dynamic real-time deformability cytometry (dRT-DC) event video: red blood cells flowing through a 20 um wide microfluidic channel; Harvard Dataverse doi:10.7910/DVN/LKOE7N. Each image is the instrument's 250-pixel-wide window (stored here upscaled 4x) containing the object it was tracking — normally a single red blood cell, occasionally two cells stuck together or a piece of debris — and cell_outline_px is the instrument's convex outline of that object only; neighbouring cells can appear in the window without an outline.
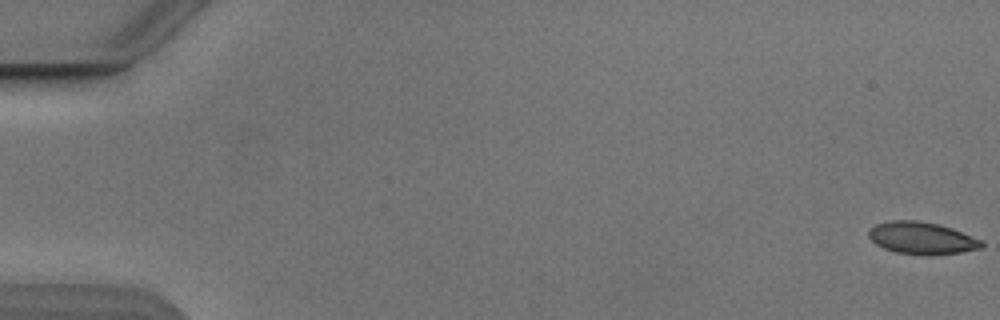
{"species": "Egyptian fruit bat (a non-hibernating species)", "species_latin": "Rousettus aegyptiacus", "temperature_condition": "cold", "stored_images_in_passage": 54, "camera_frame_rate_fps": 3000, "um_per_image_px": 0.085, "animal": {"sex": "male"}, "frame": {"image": 1, "passage_image": 1, "time_ms": 0.0, "image_size_px": [1000, 320], "cell_outline_px": [[984, 248], [960, 252], [932, 256], [924, 256], [896, 252], [884, 248], [876, 244], [868, 236], [868, 228], [876, 224], [888, 220], [916, 220], [936, 224], [952, 228], [980, 240], [984, 244]], "centroid_in_image_um": [78.33, 20.25], "position_along_channel_um": 6.7, "area_um2": 21.33}}
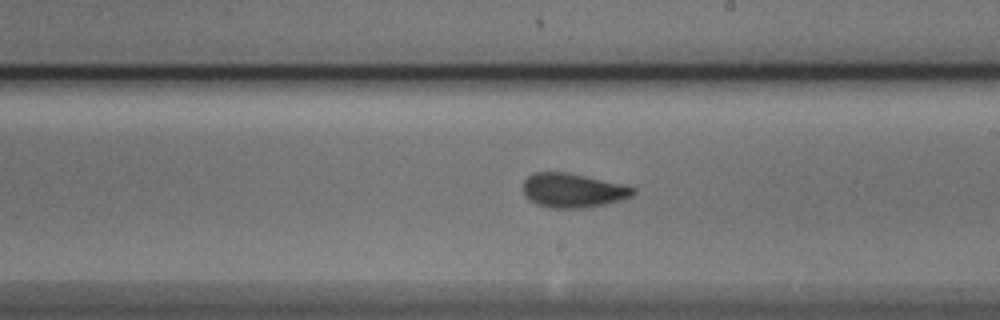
{"frame": {"image": 2, "passage_image": 32, "time_ms": 10.333, "image_size_px": [1000, 320], "cell_outline_px": [[636, 192], [632, 196], [620, 200], [588, 208], [548, 208], [536, 204], [528, 200], [524, 196], [520, 188], [524, 180], [532, 172], [568, 172], [624, 184], [636, 188]], "centroid_in_image_um": [48.64, 16.18], "position_along_channel_um": 240.4, "area_um2": 22.48}}
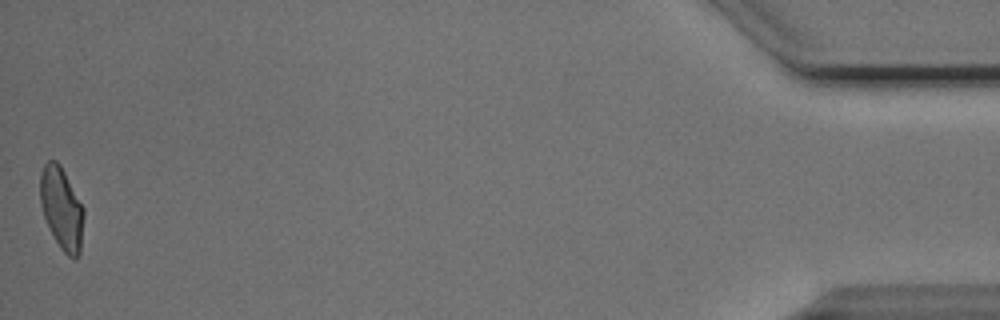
{"frame": {"image": 3, "passage_image": 54, "time_ms": 17.667, "image_size_px": [1000, 320], "cell_outline_px": [[84, 216], [80, 252], [76, 260], [72, 260], [60, 248], [44, 216], [40, 204], [40, 172], [44, 164], [48, 160], [56, 160], [60, 164], [84, 208]], "centroid_in_image_um": [5.24, 17.71], "position_along_channel_um": 430.0, "area_um2": 20.87}, "authors_computed_cell_mechanics": {"area_um2": 21.5016, "velocity_mm_per_s": 3.8565, "shape_relaxation_time_tau1_ms": 3.7704, "shape_relaxation_time_tau2_ms": 1.2738, "deformation_change_tau1": 0.1316, "deformation_change_tau2": 0.0446}}